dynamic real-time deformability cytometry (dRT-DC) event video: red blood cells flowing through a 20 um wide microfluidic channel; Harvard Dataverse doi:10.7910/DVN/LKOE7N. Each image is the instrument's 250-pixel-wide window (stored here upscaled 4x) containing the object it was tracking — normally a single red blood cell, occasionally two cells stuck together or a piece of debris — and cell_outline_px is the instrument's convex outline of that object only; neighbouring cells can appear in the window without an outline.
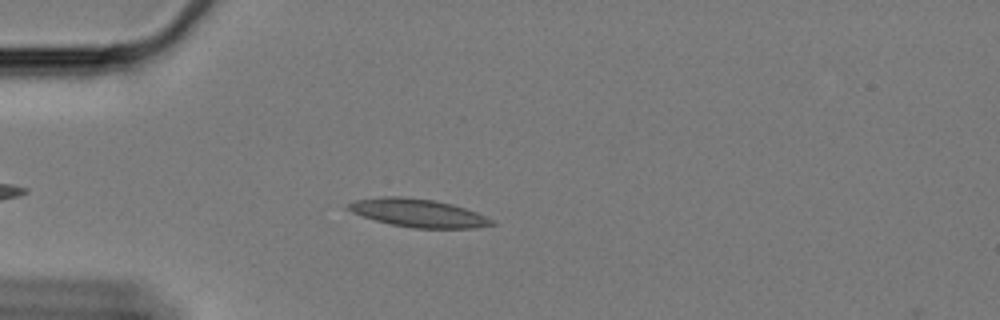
{"species": "Egyptian fruit bat (a non-hibernating species)", "species_latin": "Rousettus aegyptiacus", "temperature_condition": "cold", "stored_images_in_passage": 17, "camera_frame_rate_fps": 3000, "um_per_image_px": 0.085, "animal": {"sex": "female"}, "frame": {"image": 1, "passage_image": 8, "time_ms": 2.333, "image_size_px": [1000, 320], "cell_outline_px": [[496, 224], [472, 228], [412, 228], [392, 224], [376, 220], [352, 212], [348, 208], [348, 204], [356, 200], [388, 196], [400, 196], [432, 200], [452, 204], [476, 212], [496, 220]], "centroid_in_image_um": [35.6, 18.11], "position_along_channel_um": 49.4, "area_um2": 23.18}}
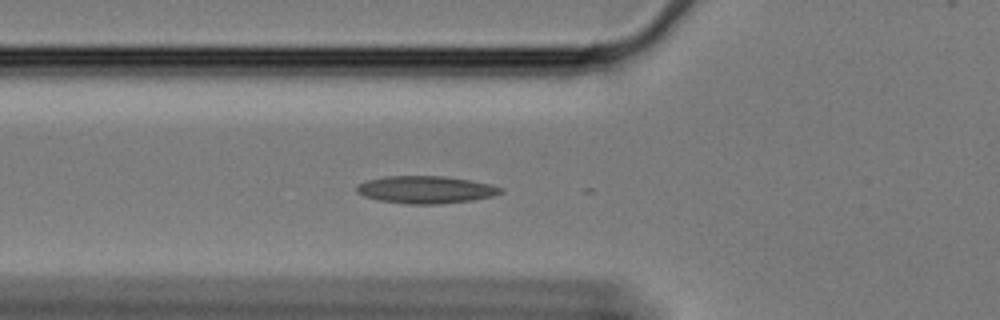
{"frame": {"image": 2, "passage_image": 13, "time_ms": 4.0, "image_size_px": [1000, 320], "cell_outline_px": [[504, 192], [492, 196], [472, 200], [440, 204], [408, 204], [380, 200], [364, 196], [356, 192], [356, 188], [360, 184], [368, 180], [384, 176], [444, 176], [492, 184], [504, 188]], "centroid_in_image_um": [36.22, 16.12], "position_along_channel_um": 89.6, "area_um2": 22.95}}
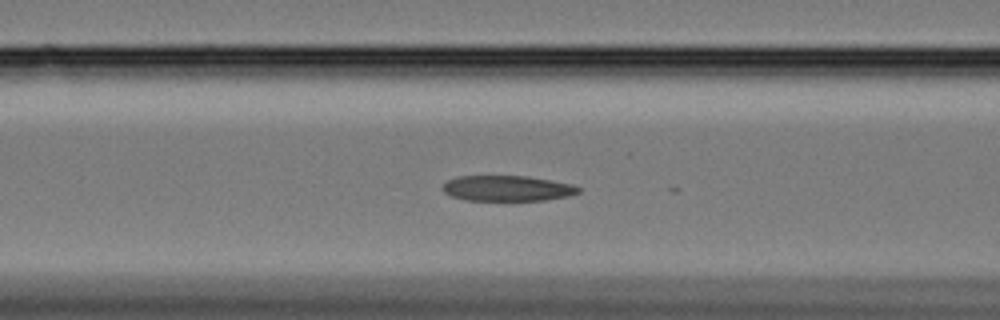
{"frame": {"image": 3, "passage_image": 16, "time_ms": 5.0, "image_size_px": [1000, 320], "cell_outline_px": [[580, 192], [568, 196], [544, 200], [464, 200], [452, 196], [444, 192], [440, 188], [448, 180], [456, 176], [528, 176], [572, 184], [580, 188]], "centroid_in_image_um": [43.09, 16.0], "position_along_channel_um": 123.5, "area_um2": 20.17}}